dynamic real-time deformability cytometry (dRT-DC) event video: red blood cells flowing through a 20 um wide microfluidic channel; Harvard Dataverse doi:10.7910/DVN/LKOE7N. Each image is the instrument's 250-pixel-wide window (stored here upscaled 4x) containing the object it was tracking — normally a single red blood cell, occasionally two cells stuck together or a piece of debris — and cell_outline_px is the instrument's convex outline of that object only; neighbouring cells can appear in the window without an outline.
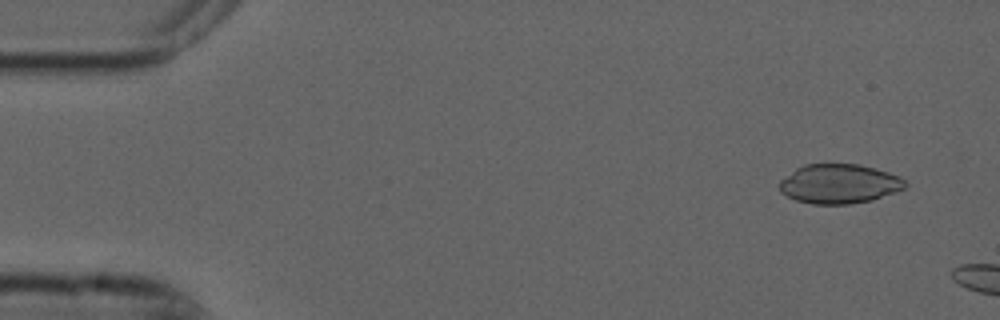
{"species": "common noctule bat (a hibernating species)", "species_latin": "Nyctalus noctula", "temperature_condition": "cold", "stored_images_in_passage": 8, "camera_frame_rate_fps": 3000, "um_per_image_px": 0.085, "animal": {"sex": "male", "forearm_length_mm": 52.5}, "frame": {"image": 1, "passage_image": 2, "time_ms": 0.333, "image_size_px": [1000, 320], "cell_outline_px": [[908, 184], [904, 188], [896, 192], [872, 200], [848, 204], [812, 204], [796, 200], [780, 192], [776, 184], [780, 180], [796, 168], [804, 164], [860, 164], [876, 168], [900, 176]], "centroid_in_image_um": [71.32, 15.62], "position_along_channel_um": 13.7, "area_um2": 29.13}}